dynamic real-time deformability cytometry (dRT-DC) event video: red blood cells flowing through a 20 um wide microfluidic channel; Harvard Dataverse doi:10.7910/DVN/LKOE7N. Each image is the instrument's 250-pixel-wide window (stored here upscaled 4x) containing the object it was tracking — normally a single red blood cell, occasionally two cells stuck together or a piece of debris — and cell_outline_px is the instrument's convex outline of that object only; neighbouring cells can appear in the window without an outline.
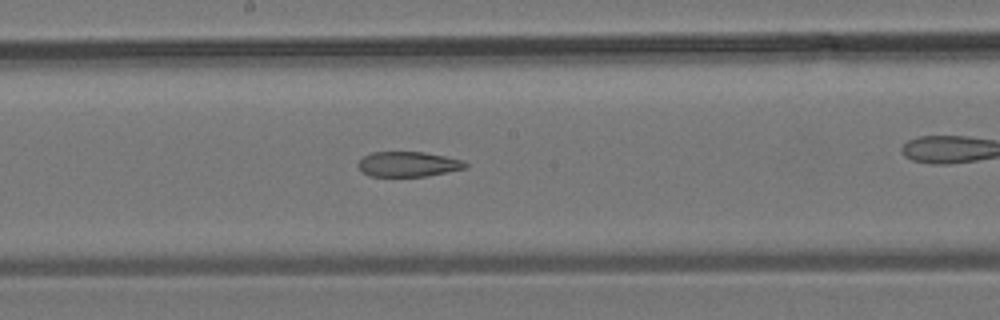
{"species": "common noctule bat (a hibernating species)", "species_latin": "Nyctalus noctula", "temperature_condition": "room temperature", "stored_images_in_passage": 26, "camera_frame_rate_fps": 3000, "um_per_image_px": 0.085, "animal": {"sex": "male", "body_mass_g": 19.2, "forearm_length_mm": 51.8}, "frame": {"image": 1, "passage_image": 15, "time_ms": 4.667, "image_size_px": [1000, 320], "cell_outline_px": [[468, 168], [428, 176], [368, 176], [356, 164], [364, 156], [372, 152], [424, 152], [464, 160], [468, 164]], "centroid_in_image_um": [34.73, 13.95], "position_along_channel_um": 213.5, "area_um2": 15.72}}
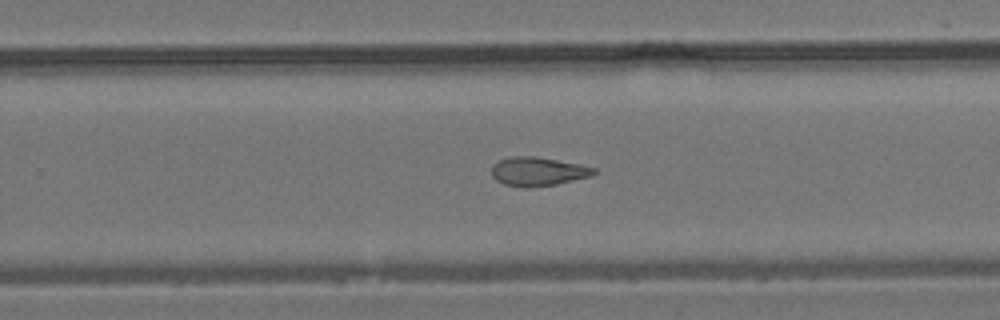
{"frame": {"image": 2, "passage_image": 19, "time_ms": 6.0, "image_size_px": [1000, 320], "cell_outline_px": [[600, 172], [592, 176], [556, 184], [528, 188], [520, 188], [504, 184], [496, 180], [492, 176], [492, 164], [508, 156], [536, 156], [580, 164], [596, 168]], "centroid_in_image_um": [45.74, 14.58], "position_along_channel_um": 284.1, "area_um2": 17.51}}
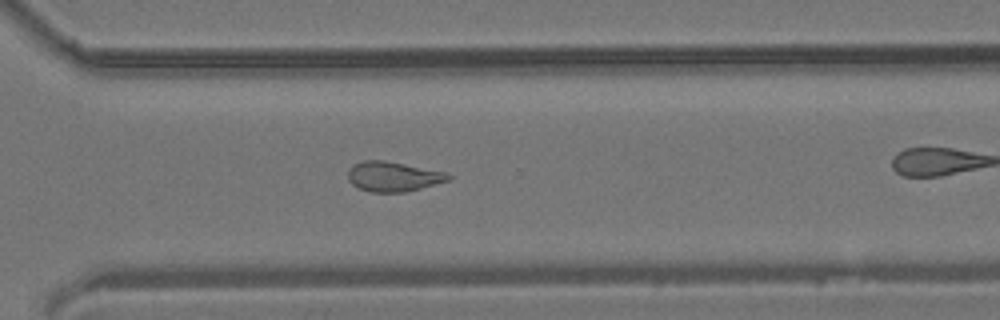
{"frame": {"image": 3, "passage_image": 22, "time_ms": 7.0, "image_size_px": [1000, 320], "cell_outline_px": [[452, 180], [404, 192], [372, 192], [360, 188], [352, 184], [348, 180], [348, 168], [352, 164], [364, 160], [384, 160], [444, 172], [452, 176]], "centroid_in_image_um": [33.39, 15.0], "position_along_channel_um": 337.2, "area_um2": 17.4}}